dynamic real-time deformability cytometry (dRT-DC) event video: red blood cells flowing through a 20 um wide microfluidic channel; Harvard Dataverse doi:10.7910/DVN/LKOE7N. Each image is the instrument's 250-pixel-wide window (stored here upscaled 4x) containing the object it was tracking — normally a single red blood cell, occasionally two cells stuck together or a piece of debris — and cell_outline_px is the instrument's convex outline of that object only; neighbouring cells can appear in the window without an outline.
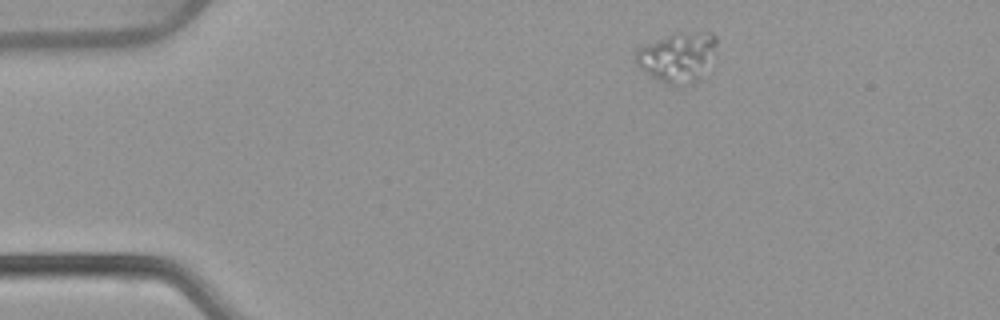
{"species": "common noctule bat (a hibernating species)", "species_latin": "Nyctalus noctula", "temperature_condition": "warm", "stored_images_in_passage": 46, "camera_frame_rate_fps": 3000, "um_per_image_px": 0.085, "animal": {"sex": "female", "body_mass_g": 22.7, "forearm_length_mm": 54.2}, "frame": {"image": 1, "passage_image": 1, "time_ms": 0.0, "image_size_px": [1000, 320], "cell_outline_px": [[716, 52], [700, 80], [692, 84], [668, 84], [652, 76], [640, 68], [636, 64], [636, 52], [640, 48], [648, 44], [676, 32], [712, 32], [716, 36]], "centroid_in_image_um": [57.65, 4.85], "position_along_channel_um": 27.3, "area_um2": 23.24}}
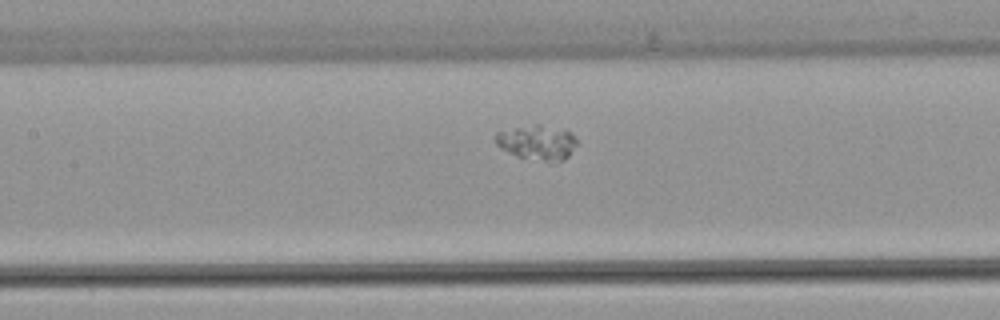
{"frame": {"image": 2, "passage_image": 17, "time_ms": 5.333, "image_size_px": [1000, 320], "cell_outline_px": [[576, 144], [568, 156], [564, 160], [544, 160], [516, 156], [500, 148], [496, 144], [496, 132], [536, 124], [540, 124], [572, 132], [576, 136]], "centroid_in_image_um": [45.67, 12.09], "position_along_channel_um": 161.7, "area_um2": 16.07}}
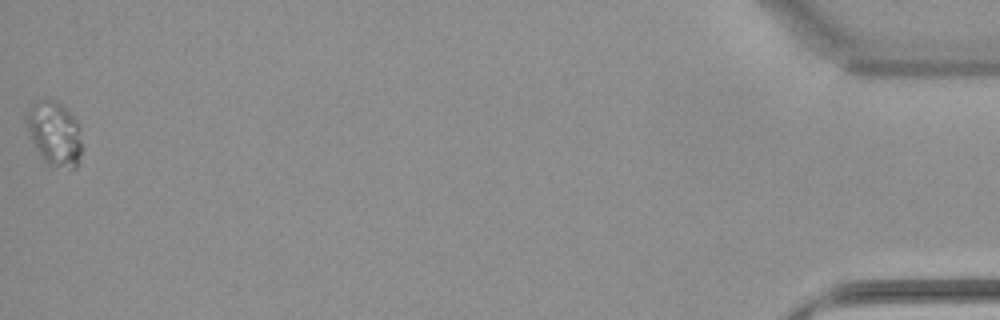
{"frame": {"image": 3, "passage_image": 46, "time_ms": 15.0, "image_size_px": [1000, 320], "cell_outline_px": [[80, 152], [76, 168], [72, 168], [48, 164], [40, 156], [28, 132], [24, 120], [28, 104], [40, 100], [56, 100], [68, 108], [80, 124]], "centroid_in_image_um": [4.6, 11.27], "position_along_channel_um": 430.6, "area_um2": 20.92}}